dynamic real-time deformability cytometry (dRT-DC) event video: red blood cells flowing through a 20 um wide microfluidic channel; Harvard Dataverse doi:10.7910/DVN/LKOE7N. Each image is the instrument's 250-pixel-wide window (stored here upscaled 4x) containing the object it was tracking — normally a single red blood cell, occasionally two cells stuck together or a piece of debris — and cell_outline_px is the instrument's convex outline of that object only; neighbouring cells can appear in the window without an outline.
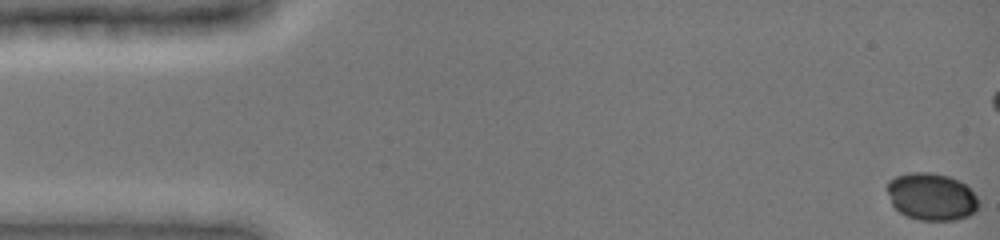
{"species": "common noctule bat (a hibernating species)", "species_latin": "Nyctalus noctula", "temperature_condition": "cold", "stored_images_in_passage": 28, "camera_frame_rate_fps": 3000, "um_per_image_px": 0.085, "animal": {"sex": "female", "body_mass_g": 19.0, "forearm_length_mm": 51.5}, "frame": {"image": 1, "passage_image": 1, "time_ms": 0.0, "image_size_px": [1000, 240], "cell_outline_px": [[980, 208], [976, 212], [968, 216], [956, 220], [920, 220], [908, 216], [900, 212], [892, 204], [888, 192], [888, 180], [896, 176], [912, 172], [932, 172], [948, 176], [960, 180], [980, 200]], "centroid_in_image_um": [79.22, 16.72], "position_along_channel_um": 5.8, "area_um2": 25.32}}
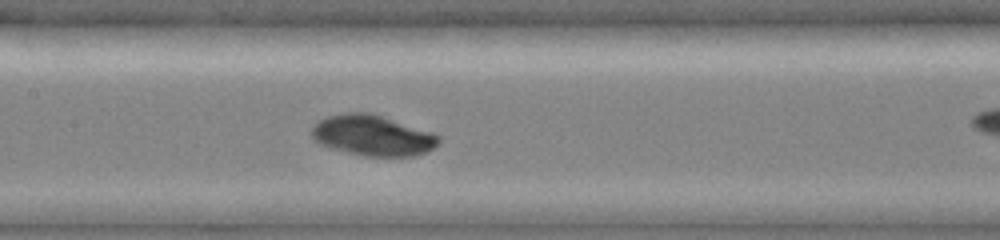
{"frame": {"image": 2, "passage_image": 24, "time_ms": 7.667, "image_size_px": [1000, 240], "cell_outline_px": [[440, 140], [432, 148], [424, 152], [412, 156], [360, 156], [332, 148], [320, 144], [312, 136], [312, 128], [320, 120], [328, 116], [344, 112], [368, 112], [432, 132], [440, 136]], "centroid_in_image_um": [31.65, 11.51], "position_along_channel_um": 175.7, "area_um2": 29.71}}
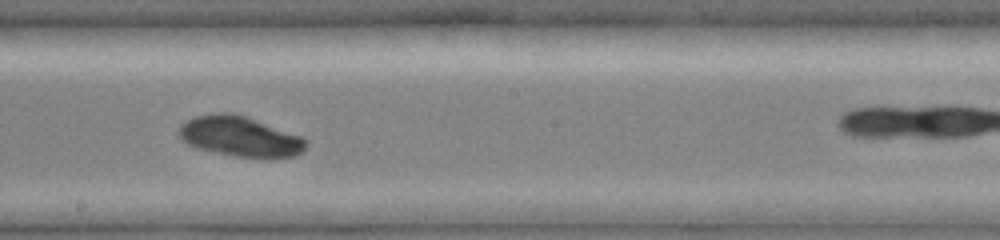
{"frame": {"image": 3, "passage_image": 28, "time_ms": 9.0, "image_size_px": [1000, 240], "cell_outline_px": [[308, 144], [296, 156], [236, 156], [196, 148], [180, 140], [176, 132], [180, 124], [196, 116], [212, 112], [232, 112], [304, 136], [308, 140]], "centroid_in_image_um": [20.35, 11.57], "position_along_channel_um": 227.8, "area_um2": 29.71}}